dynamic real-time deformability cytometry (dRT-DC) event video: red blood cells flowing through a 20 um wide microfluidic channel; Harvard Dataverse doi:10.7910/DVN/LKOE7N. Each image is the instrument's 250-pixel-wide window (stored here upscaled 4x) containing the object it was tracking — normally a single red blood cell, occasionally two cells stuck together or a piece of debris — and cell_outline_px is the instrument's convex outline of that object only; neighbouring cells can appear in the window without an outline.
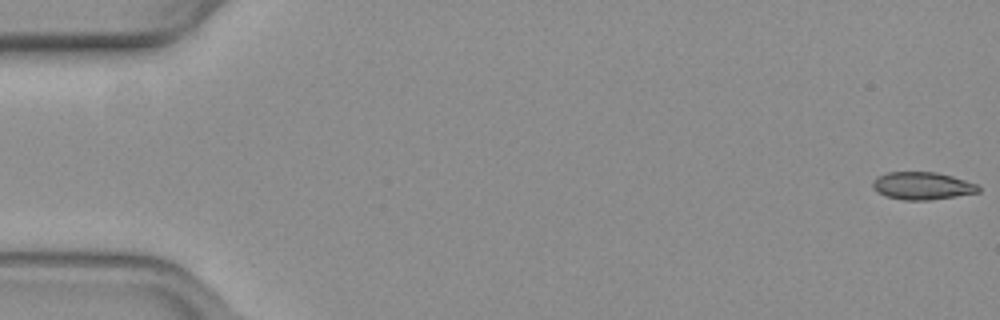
{"species": "common noctule bat (a hibernating species)", "species_latin": "Nyctalus noctula", "temperature_condition": "warm", "stored_images_in_passage": 51, "camera_frame_rate_fps": 3000, "um_per_image_px": 0.085, "animal": {"sex": "female", "body_mass_g": 19.3, "forearm_length_mm": 54.1}, "frame": {"image": 1, "passage_image": 1, "time_ms": 0.0, "image_size_px": [1000, 320], "cell_outline_px": [[980, 192], [956, 196], [928, 200], [904, 200], [884, 196], [876, 192], [872, 188], [872, 180], [876, 176], [888, 172], [936, 172], [952, 176], [976, 184], [980, 188]], "centroid_in_image_um": [78.33, 15.79], "position_along_channel_um": 6.7, "area_um2": 17.11}}
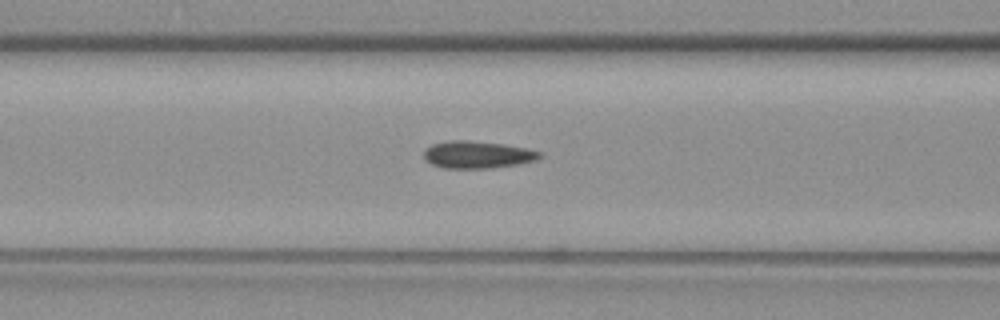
{"frame": {"image": 2, "passage_image": 23, "time_ms": 7.333, "image_size_px": [1000, 320], "cell_outline_px": [[544, 156], [536, 160], [516, 164], [492, 168], [444, 168], [432, 164], [424, 160], [424, 148], [432, 144], [448, 140], [464, 140], [500, 144], [524, 148], [540, 152]], "centroid_in_image_um": [40.52, 13.15], "position_along_channel_um": 126.1, "area_um2": 18.26}}
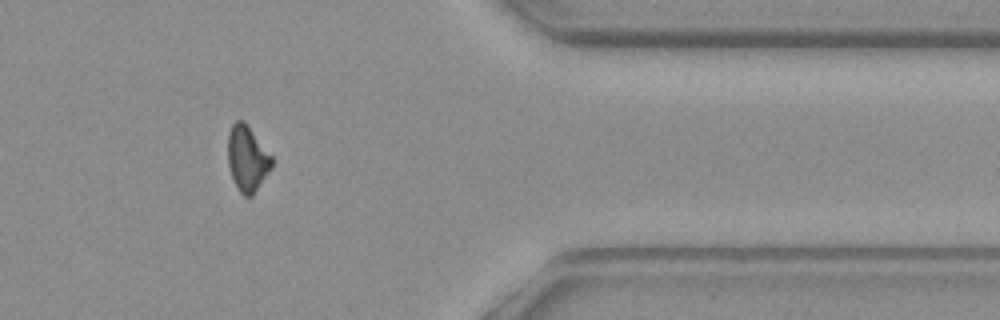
{"frame": {"image": 3, "passage_image": 46, "time_ms": 15.0, "image_size_px": [1000, 320], "cell_outline_px": [[272, 168], [252, 196], [244, 196], [240, 192], [232, 176], [228, 164], [228, 132], [232, 124], [236, 120], [244, 120], [272, 156]], "centroid_in_image_um": [21.02, 13.45], "position_along_channel_um": 390.4, "area_um2": 16.7}}